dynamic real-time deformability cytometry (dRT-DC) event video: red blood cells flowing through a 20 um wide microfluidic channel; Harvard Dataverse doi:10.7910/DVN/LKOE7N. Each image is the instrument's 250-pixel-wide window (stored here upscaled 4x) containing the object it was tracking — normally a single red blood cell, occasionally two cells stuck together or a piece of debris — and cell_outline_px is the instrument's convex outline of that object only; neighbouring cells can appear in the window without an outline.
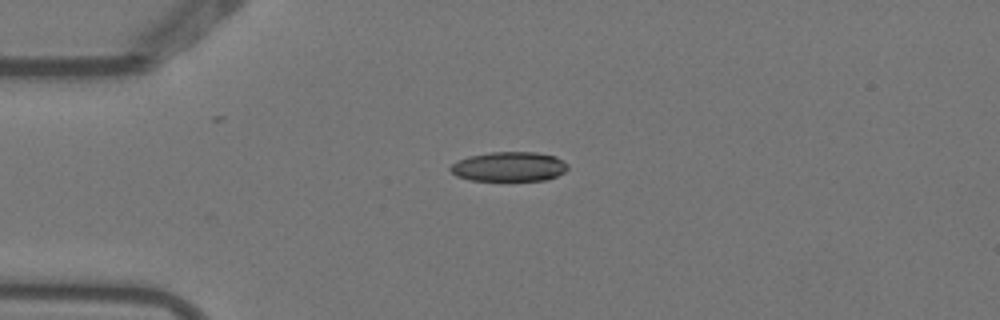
{"species": "Egyptian fruit bat (a non-hibernating species)", "species_latin": "Rousettus aegyptiacus", "temperature_condition": "warm", "stored_images_in_passage": 2, "camera_frame_rate_fps": 3000, "um_per_image_px": 0.085, "animal": {"sex": "female"}, "frame": {"image": 1, "passage_image": 1, "time_ms": 0.0, "image_size_px": [1000, 320], "cell_outline_px": [[568, 168], [564, 172], [548, 180], [472, 180], [456, 176], [448, 168], [452, 164], [468, 156], [488, 152], [536, 152], [556, 156], [568, 164]], "centroid_in_image_um": [43.29, 14.15], "position_along_channel_um": 41.7, "area_um2": 20.23}}